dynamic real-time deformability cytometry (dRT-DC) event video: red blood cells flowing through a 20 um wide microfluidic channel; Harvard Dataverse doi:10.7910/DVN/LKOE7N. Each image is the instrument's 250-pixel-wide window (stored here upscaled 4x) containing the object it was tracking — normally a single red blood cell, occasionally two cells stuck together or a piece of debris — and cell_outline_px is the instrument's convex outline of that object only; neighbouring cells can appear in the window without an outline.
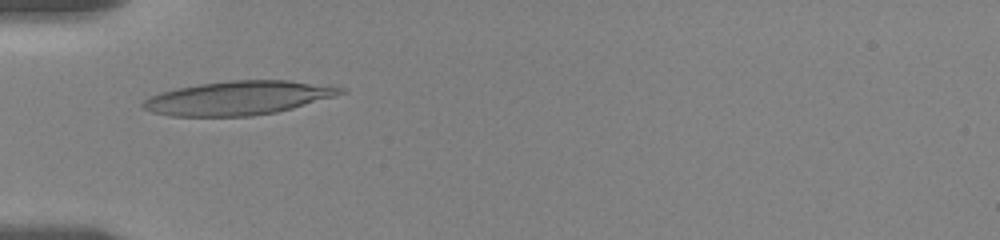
{"species": "human", "species_latin": "Homo sapiens", "temperature_condition": "room temperature", "stored_images_in_passage": 6, "camera_frame_rate_fps": 3000, "um_per_image_px": 0.085, "donor": {"sex": "female"}, "frame": {"image": 1, "passage_image": 5, "time_ms": 2.667, "image_size_px": [1000, 240], "cell_outline_px": [[348, 92], [336, 96], [292, 108], [276, 112], [252, 116], [172, 116], [152, 112], [144, 108], [140, 104], [148, 96], [160, 92], [176, 88], [200, 84], [232, 80], [288, 80], [332, 84], [344, 88]], "centroid_in_image_um": [20.31, 8.31], "position_along_channel_um": 64.7, "area_um2": 39.3}}